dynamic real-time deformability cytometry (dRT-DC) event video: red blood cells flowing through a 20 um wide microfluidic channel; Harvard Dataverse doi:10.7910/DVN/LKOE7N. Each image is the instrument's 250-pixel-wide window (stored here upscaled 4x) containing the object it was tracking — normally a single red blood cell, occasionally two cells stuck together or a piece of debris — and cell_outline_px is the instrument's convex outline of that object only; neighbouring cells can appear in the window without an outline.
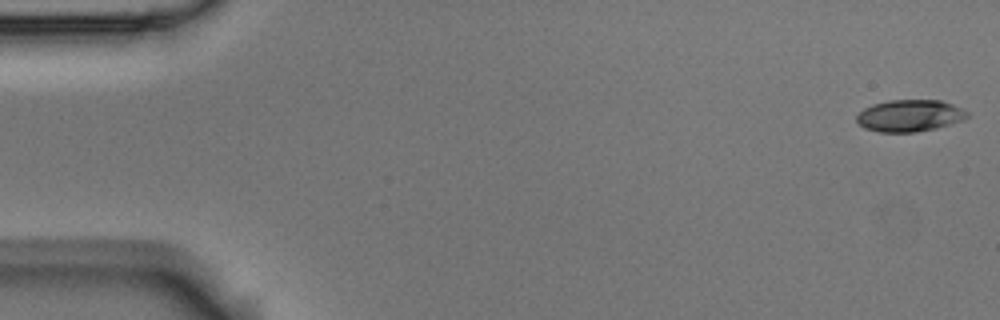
{"species": "Egyptian fruit bat (a non-hibernating species)", "species_latin": "Rousettus aegyptiacus", "temperature_condition": "room temperature", "stored_images_in_passage": 5, "camera_frame_rate_fps": 3000, "um_per_image_px": 0.085, "animal": {"sex": "male"}, "frame": {"image": 1, "passage_image": 1, "time_ms": 0.0, "image_size_px": [1000, 320], "cell_outline_px": [[968, 116], [964, 120], [936, 128], [916, 132], [880, 132], [864, 128], [856, 120], [856, 116], [864, 108], [872, 104], [888, 100], [940, 100], [952, 104], [968, 112]], "centroid_in_image_um": [77.31, 9.83], "position_along_channel_um": 7.7, "area_um2": 20.52}}